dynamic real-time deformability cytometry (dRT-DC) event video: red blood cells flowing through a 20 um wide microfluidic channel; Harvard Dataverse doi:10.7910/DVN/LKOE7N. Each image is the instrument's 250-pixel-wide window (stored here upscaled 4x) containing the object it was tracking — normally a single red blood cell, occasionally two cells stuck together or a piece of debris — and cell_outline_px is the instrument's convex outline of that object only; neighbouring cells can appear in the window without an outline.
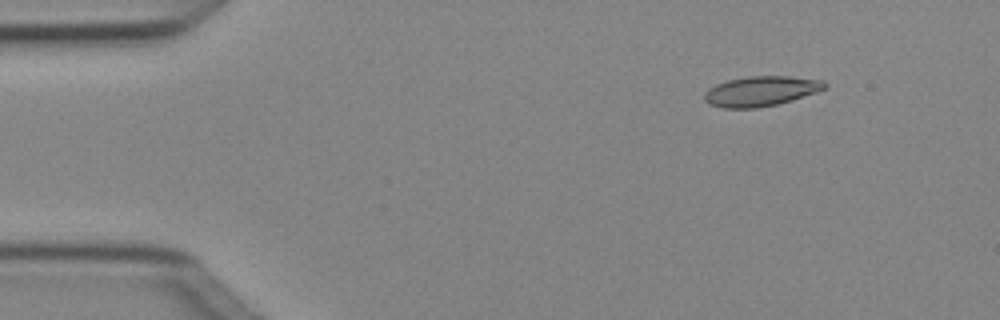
{"species": "Egyptian fruit bat (a non-hibernating species)", "species_latin": "Rousettus aegyptiacus", "temperature_condition": "cold", "stored_images_in_passage": 3, "camera_frame_rate_fps": 3000, "um_per_image_px": 0.085, "animal": {"sex": "female"}, "frame": {"image": 1, "passage_image": 1, "time_ms": 0.0, "image_size_px": [1000, 320], "cell_outline_px": [[828, 84], [824, 88], [816, 92], [792, 100], [776, 104], [756, 108], [724, 108], [708, 104], [704, 100], [704, 92], [708, 88], [716, 84], [728, 80], [748, 76], [788, 76], [824, 80]], "centroid_in_image_um": [64.65, 7.74], "position_along_channel_um": 20.4, "area_um2": 21.04}}
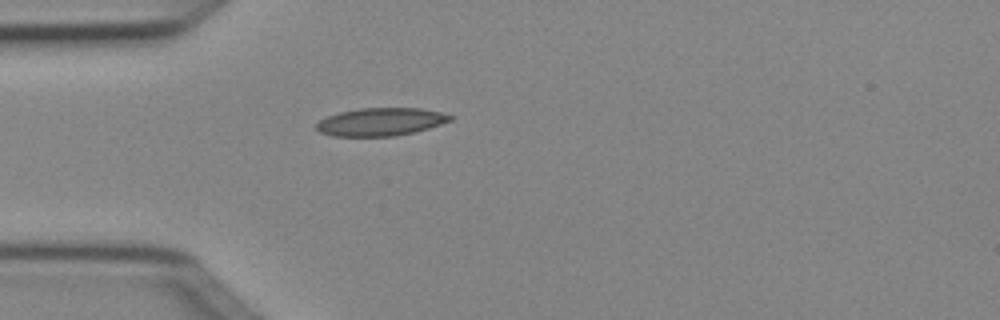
{"frame": {"image": 2, "passage_image": 3, "time_ms": 0.667, "image_size_px": [1000, 320], "cell_outline_px": [[452, 120], [428, 128], [396, 136], [332, 136], [320, 132], [316, 128], [316, 124], [320, 120], [328, 116], [340, 112], [360, 108], [420, 108], [440, 112], [452, 116]], "centroid_in_image_um": [32.34, 10.35], "position_along_channel_um": 52.7, "area_um2": 21.56}}